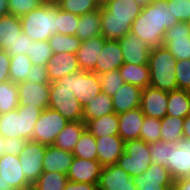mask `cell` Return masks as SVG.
Returning a JSON list of instances; mask_svg holds the SVG:
<instances>
[{
  "mask_svg": "<svg viewBox=\"0 0 190 190\" xmlns=\"http://www.w3.org/2000/svg\"><path fill=\"white\" fill-rule=\"evenodd\" d=\"M53 50L46 41H33L28 56L33 65H47L53 55Z\"/></svg>",
  "mask_w": 190,
  "mask_h": 190,
  "instance_id": "obj_43",
  "label": "cell"
},
{
  "mask_svg": "<svg viewBox=\"0 0 190 190\" xmlns=\"http://www.w3.org/2000/svg\"><path fill=\"white\" fill-rule=\"evenodd\" d=\"M46 66L50 83L80 71L76 54L68 52L54 53Z\"/></svg>",
  "mask_w": 190,
  "mask_h": 190,
  "instance_id": "obj_20",
  "label": "cell"
},
{
  "mask_svg": "<svg viewBox=\"0 0 190 190\" xmlns=\"http://www.w3.org/2000/svg\"><path fill=\"white\" fill-rule=\"evenodd\" d=\"M141 92L140 87L124 83L112 96L115 113L120 114L140 107Z\"/></svg>",
  "mask_w": 190,
  "mask_h": 190,
  "instance_id": "obj_24",
  "label": "cell"
},
{
  "mask_svg": "<svg viewBox=\"0 0 190 190\" xmlns=\"http://www.w3.org/2000/svg\"><path fill=\"white\" fill-rule=\"evenodd\" d=\"M32 190L26 181L18 156L2 154L0 156V190Z\"/></svg>",
  "mask_w": 190,
  "mask_h": 190,
  "instance_id": "obj_9",
  "label": "cell"
},
{
  "mask_svg": "<svg viewBox=\"0 0 190 190\" xmlns=\"http://www.w3.org/2000/svg\"><path fill=\"white\" fill-rule=\"evenodd\" d=\"M26 142L27 140L22 138L4 139V153L18 156Z\"/></svg>",
  "mask_w": 190,
  "mask_h": 190,
  "instance_id": "obj_52",
  "label": "cell"
},
{
  "mask_svg": "<svg viewBox=\"0 0 190 190\" xmlns=\"http://www.w3.org/2000/svg\"><path fill=\"white\" fill-rule=\"evenodd\" d=\"M102 36L107 40H119L131 31V20L109 19L108 11L100 6Z\"/></svg>",
  "mask_w": 190,
  "mask_h": 190,
  "instance_id": "obj_27",
  "label": "cell"
},
{
  "mask_svg": "<svg viewBox=\"0 0 190 190\" xmlns=\"http://www.w3.org/2000/svg\"><path fill=\"white\" fill-rule=\"evenodd\" d=\"M43 4L57 5L59 0H41Z\"/></svg>",
  "mask_w": 190,
  "mask_h": 190,
  "instance_id": "obj_60",
  "label": "cell"
},
{
  "mask_svg": "<svg viewBox=\"0 0 190 190\" xmlns=\"http://www.w3.org/2000/svg\"><path fill=\"white\" fill-rule=\"evenodd\" d=\"M169 172L175 180L190 177V151L187 139L170 143Z\"/></svg>",
  "mask_w": 190,
  "mask_h": 190,
  "instance_id": "obj_17",
  "label": "cell"
},
{
  "mask_svg": "<svg viewBox=\"0 0 190 190\" xmlns=\"http://www.w3.org/2000/svg\"><path fill=\"white\" fill-rule=\"evenodd\" d=\"M102 165L98 160H89L75 157L69 167L67 178L78 183L98 184Z\"/></svg>",
  "mask_w": 190,
  "mask_h": 190,
  "instance_id": "obj_15",
  "label": "cell"
},
{
  "mask_svg": "<svg viewBox=\"0 0 190 190\" xmlns=\"http://www.w3.org/2000/svg\"><path fill=\"white\" fill-rule=\"evenodd\" d=\"M187 144H188V148H189V151H190V138L187 139Z\"/></svg>",
  "mask_w": 190,
  "mask_h": 190,
  "instance_id": "obj_61",
  "label": "cell"
},
{
  "mask_svg": "<svg viewBox=\"0 0 190 190\" xmlns=\"http://www.w3.org/2000/svg\"><path fill=\"white\" fill-rule=\"evenodd\" d=\"M10 55L0 50V83L10 80L9 77Z\"/></svg>",
  "mask_w": 190,
  "mask_h": 190,
  "instance_id": "obj_53",
  "label": "cell"
},
{
  "mask_svg": "<svg viewBox=\"0 0 190 190\" xmlns=\"http://www.w3.org/2000/svg\"><path fill=\"white\" fill-rule=\"evenodd\" d=\"M99 190H138L134 179L117 164L102 167Z\"/></svg>",
  "mask_w": 190,
  "mask_h": 190,
  "instance_id": "obj_14",
  "label": "cell"
},
{
  "mask_svg": "<svg viewBox=\"0 0 190 190\" xmlns=\"http://www.w3.org/2000/svg\"><path fill=\"white\" fill-rule=\"evenodd\" d=\"M133 179L141 190H172L174 184L169 170L155 163H151L148 170Z\"/></svg>",
  "mask_w": 190,
  "mask_h": 190,
  "instance_id": "obj_12",
  "label": "cell"
},
{
  "mask_svg": "<svg viewBox=\"0 0 190 190\" xmlns=\"http://www.w3.org/2000/svg\"><path fill=\"white\" fill-rule=\"evenodd\" d=\"M190 138V114L184 118L183 123V139Z\"/></svg>",
  "mask_w": 190,
  "mask_h": 190,
  "instance_id": "obj_56",
  "label": "cell"
},
{
  "mask_svg": "<svg viewBox=\"0 0 190 190\" xmlns=\"http://www.w3.org/2000/svg\"><path fill=\"white\" fill-rule=\"evenodd\" d=\"M19 107L18 86L11 80L0 83V115Z\"/></svg>",
  "mask_w": 190,
  "mask_h": 190,
  "instance_id": "obj_36",
  "label": "cell"
},
{
  "mask_svg": "<svg viewBox=\"0 0 190 190\" xmlns=\"http://www.w3.org/2000/svg\"><path fill=\"white\" fill-rule=\"evenodd\" d=\"M176 63L177 60L165 46L151 48L148 60L149 86L167 92L178 89L174 72Z\"/></svg>",
  "mask_w": 190,
  "mask_h": 190,
  "instance_id": "obj_3",
  "label": "cell"
},
{
  "mask_svg": "<svg viewBox=\"0 0 190 190\" xmlns=\"http://www.w3.org/2000/svg\"><path fill=\"white\" fill-rule=\"evenodd\" d=\"M144 118L140 107L118 114V135L124 142L139 139Z\"/></svg>",
  "mask_w": 190,
  "mask_h": 190,
  "instance_id": "obj_23",
  "label": "cell"
},
{
  "mask_svg": "<svg viewBox=\"0 0 190 190\" xmlns=\"http://www.w3.org/2000/svg\"><path fill=\"white\" fill-rule=\"evenodd\" d=\"M49 108L60 113L67 121H83V106L68 88L57 82L50 83Z\"/></svg>",
  "mask_w": 190,
  "mask_h": 190,
  "instance_id": "obj_7",
  "label": "cell"
},
{
  "mask_svg": "<svg viewBox=\"0 0 190 190\" xmlns=\"http://www.w3.org/2000/svg\"><path fill=\"white\" fill-rule=\"evenodd\" d=\"M48 42L53 53L68 52L76 54L81 45V40L76 35L60 33L52 34Z\"/></svg>",
  "mask_w": 190,
  "mask_h": 190,
  "instance_id": "obj_38",
  "label": "cell"
},
{
  "mask_svg": "<svg viewBox=\"0 0 190 190\" xmlns=\"http://www.w3.org/2000/svg\"><path fill=\"white\" fill-rule=\"evenodd\" d=\"M142 7H146L148 4H151L152 0H134Z\"/></svg>",
  "mask_w": 190,
  "mask_h": 190,
  "instance_id": "obj_58",
  "label": "cell"
},
{
  "mask_svg": "<svg viewBox=\"0 0 190 190\" xmlns=\"http://www.w3.org/2000/svg\"><path fill=\"white\" fill-rule=\"evenodd\" d=\"M72 154L78 158L97 160L96 137L87 128L77 141Z\"/></svg>",
  "mask_w": 190,
  "mask_h": 190,
  "instance_id": "obj_40",
  "label": "cell"
},
{
  "mask_svg": "<svg viewBox=\"0 0 190 190\" xmlns=\"http://www.w3.org/2000/svg\"><path fill=\"white\" fill-rule=\"evenodd\" d=\"M173 190H190V177L175 180Z\"/></svg>",
  "mask_w": 190,
  "mask_h": 190,
  "instance_id": "obj_55",
  "label": "cell"
},
{
  "mask_svg": "<svg viewBox=\"0 0 190 190\" xmlns=\"http://www.w3.org/2000/svg\"><path fill=\"white\" fill-rule=\"evenodd\" d=\"M4 137L0 134V156L4 154Z\"/></svg>",
  "mask_w": 190,
  "mask_h": 190,
  "instance_id": "obj_59",
  "label": "cell"
},
{
  "mask_svg": "<svg viewBox=\"0 0 190 190\" xmlns=\"http://www.w3.org/2000/svg\"><path fill=\"white\" fill-rule=\"evenodd\" d=\"M22 32L20 17L7 14L0 17V50L6 51Z\"/></svg>",
  "mask_w": 190,
  "mask_h": 190,
  "instance_id": "obj_30",
  "label": "cell"
},
{
  "mask_svg": "<svg viewBox=\"0 0 190 190\" xmlns=\"http://www.w3.org/2000/svg\"><path fill=\"white\" fill-rule=\"evenodd\" d=\"M76 36L81 41L102 36L100 7L97 10L85 13L79 17Z\"/></svg>",
  "mask_w": 190,
  "mask_h": 190,
  "instance_id": "obj_29",
  "label": "cell"
},
{
  "mask_svg": "<svg viewBox=\"0 0 190 190\" xmlns=\"http://www.w3.org/2000/svg\"><path fill=\"white\" fill-rule=\"evenodd\" d=\"M32 62L27 54L10 56L9 77L10 80L19 84L27 80L28 73L32 68Z\"/></svg>",
  "mask_w": 190,
  "mask_h": 190,
  "instance_id": "obj_37",
  "label": "cell"
},
{
  "mask_svg": "<svg viewBox=\"0 0 190 190\" xmlns=\"http://www.w3.org/2000/svg\"><path fill=\"white\" fill-rule=\"evenodd\" d=\"M124 63L121 47L118 40H106L95 65V73L119 69Z\"/></svg>",
  "mask_w": 190,
  "mask_h": 190,
  "instance_id": "obj_22",
  "label": "cell"
},
{
  "mask_svg": "<svg viewBox=\"0 0 190 190\" xmlns=\"http://www.w3.org/2000/svg\"><path fill=\"white\" fill-rule=\"evenodd\" d=\"M60 113L47 107L43 109L33 128L32 141L46 146L53 145L58 133L67 125Z\"/></svg>",
  "mask_w": 190,
  "mask_h": 190,
  "instance_id": "obj_8",
  "label": "cell"
},
{
  "mask_svg": "<svg viewBox=\"0 0 190 190\" xmlns=\"http://www.w3.org/2000/svg\"><path fill=\"white\" fill-rule=\"evenodd\" d=\"M163 43L176 60L190 59V24L178 22L168 28Z\"/></svg>",
  "mask_w": 190,
  "mask_h": 190,
  "instance_id": "obj_11",
  "label": "cell"
},
{
  "mask_svg": "<svg viewBox=\"0 0 190 190\" xmlns=\"http://www.w3.org/2000/svg\"><path fill=\"white\" fill-rule=\"evenodd\" d=\"M107 39L97 36L85 41H81L80 48L76 52L79 69L81 71L95 72V65L104 43Z\"/></svg>",
  "mask_w": 190,
  "mask_h": 190,
  "instance_id": "obj_21",
  "label": "cell"
},
{
  "mask_svg": "<svg viewBox=\"0 0 190 190\" xmlns=\"http://www.w3.org/2000/svg\"><path fill=\"white\" fill-rule=\"evenodd\" d=\"M22 32L33 41H46L56 34V5L42 4L20 17Z\"/></svg>",
  "mask_w": 190,
  "mask_h": 190,
  "instance_id": "obj_4",
  "label": "cell"
},
{
  "mask_svg": "<svg viewBox=\"0 0 190 190\" xmlns=\"http://www.w3.org/2000/svg\"><path fill=\"white\" fill-rule=\"evenodd\" d=\"M19 104L45 109L49 105L50 83H33L28 80L17 84Z\"/></svg>",
  "mask_w": 190,
  "mask_h": 190,
  "instance_id": "obj_18",
  "label": "cell"
},
{
  "mask_svg": "<svg viewBox=\"0 0 190 190\" xmlns=\"http://www.w3.org/2000/svg\"><path fill=\"white\" fill-rule=\"evenodd\" d=\"M9 14L8 0H0V17Z\"/></svg>",
  "mask_w": 190,
  "mask_h": 190,
  "instance_id": "obj_57",
  "label": "cell"
},
{
  "mask_svg": "<svg viewBox=\"0 0 190 190\" xmlns=\"http://www.w3.org/2000/svg\"><path fill=\"white\" fill-rule=\"evenodd\" d=\"M139 139L149 144L161 140V119L145 116Z\"/></svg>",
  "mask_w": 190,
  "mask_h": 190,
  "instance_id": "obj_44",
  "label": "cell"
},
{
  "mask_svg": "<svg viewBox=\"0 0 190 190\" xmlns=\"http://www.w3.org/2000/svg\"><path fill=\"white\" fill-rule=\"evenodd\" d=\"M184 118L166 115L161 119V140L176 144L183 139Z\"/></svg>",
  "mask_w": 190,
  "mask_h": 190,
  "instance_id": "obj_35",
  "label": "cell"
},
{
  "mask_svg": "<svg viewBox=\"0 0 190 190\" xmlns=\"http://www.w3.org/2000/svg\"><path fill=\"white\" fill-rule=\"evenodd\" d=\"M64 190H99L98 184L67 181Z\"/></svg>",
  "mask_w": 190,
  "mask_h": 190,
  "instance_id": "obj_54",
  "label": "cell"
},
{
  "mask_svg": "<svg viewBox=\"0 0 190 190\" xmlns=\"http://www.w3.org/2000/svg\"><path fill=\"white\" fill-rule=\"evenodd\" d=\"M57 5L61 10L78 16L97 10L101 6L97 0H59Z\"/></svg>",
  "mask_w": 190,
  "mask_h": 190,
  "instance_id": "obj_41",
  "label": "cell"
},
{
  "mask_svg": "<svg viewBox=\"0 0 190 190\" xmlns=\"http://www.w3.org/2000/svg\"><path fill=\"white\" fill-rule=\"evenodd\" d=\"M67 175L60 172H42L32 190H64Z\"/></svg>",
  "mask_w": 190,
  "mask_h": 190,
  "instance_id": "obj_39",
  "label": "cell"
},
{
  "mask_svg": "<svg viewBox=\"0 0 190 190\" xmlns=\"http://www.w3.org/2000/svg\"><path fill=\"white\" fill-rule=\"evenodd\" d=\"M118 114L111 113L86 122L87 130L95 137L118 135Z\"/></svg>",
  "mask_w": 190,
  "mask_h": 190,
  "instance_id": "obj_34",
  "label": "cell"
},
{
  "mask_svg": "<svg viewBox=\"0 0 190 190\" xmlns=\"http://www.w3.org/2000/svg\"><path fill=\"white\" fill-rule=\"evenodd\" d=\"M79 17L73 13L61 10L56 5V33L76 35Z\"/></svg>",
  "mask_w": 190,
  "mask_h": 190,
  "instance_id": "obj_42",
  "label": "cell"
},
{
  "mask_svg": "<svg viewBox=\"0 0 190 190\" xmlns=\"http://www.w3.org/2000/svg\"><path fill=\"white\" fill-rule=\"evenodd\" d=\"M151 163L150 144L142 139H134L125 141L124 152L116 164L135 178L148 170Z\"/></svg>",
  "mask_w": 190,
  "mask_h": 190,
  "instance_id": "obj_6",
  "label": "cell"
},
{
  "mask_svg": "<svg viewBox=\"0 0 190 190\" xmlns=\"http://www.w3.org/2000/svg\"><path fill=\"white\" fill-rule=\"evenodd\" d=\"M85 129L86 123L83 121L68 122L58 133L53 146L72 153Z\"/></svg>",
  "mask_w": 190,
  "mask_h": 190,
  "instance_id": "obj_28",
  "label": "cell"
},
{
  "mask_svg": "<svg viewBox=\"0 0 190 190\" xmlns=\"http://www.w3.org/2000/svg\"><path fill=\"white\" fill-rule=\"evenodd\" d=\"M118 41L121 47L124 63L137 65L148 64L151 48L146 42L131 32Z\"/></svg>",
  "mask_w": 190,
  "mask_h": 190,
  "instance_id": "obj_16",
  "label": "cell"
},
{
  "mask_svg": "<svg viewBox=\"0 0 190 190\" xmlns=\"http://www.w3.org/2000/svg\"><path fill=\"white\" fill-rule=\"evenodd\" d=\"M102 6L108 11L109 19L131 20V23L143 8L134 0H107Z\"/></svg>",
  "mask_w": 190,
  "mask_h": 190,
  "instance_id": "obj_26",
  "label": "cell"
},
{
  "mask_svg": "<svg viewBox=\"0 0 190 190\" xmlns=\"http://www.w3.org/2000/svg\"><path fill=\"white\" fill-rule=\"evenodd\" d=\"M33 40L30 39L28 35H26L24 32H21V34L18 35V38L13 43V45L9 46L6 52L10 56H15L18 54H28L30 52L31 44Z\"/></svg>",
  "mask_w": 190,
  "mask_h": 190,
  "instance_id": "obj_50",
  "label": "cell"
},
{
  "mask_svg": "<svg viewBox=\"0 0 190 190\" xmlns=\"http://www.w3.org/2000/svg\"><path fill=\"white\" fill-rule=\"evenodd\" d=\"M46 145L27 140L24 148L18 155L26 181L33 186L43 172V158Z\"/></svg>",
  "mask_w": 190,
  "mask_h": 190,
  "instance_id": "obj_10",
  "label": "cell"
},
{
  "mask_svg": "<svg viewBox=\"0 0 190 190\" xmlns=\"http://www.w3.org/2000/svg\"><path fill=\"white\" fill-rule=\"evenodd\" d=\"M152 163L166 167L169 170L170 143L159 140L150 144Z\"/></svg>",
  "mask_w": 190,
  "mask_h": 190,
  "instance_id": "obj_46",
  "label": "cell"
},
{
  "mask_svg": "<svg viewBox=\"0 0 190 190\" xmlns=\"http://www.w3.org/2000/svg\"><path fill=\"white\" fill-rule=\"evenodd\" d=\"M124 83H129L144 89L150 84V71L148 64L137 65L123 63L119 68Z\"/></svg>",
  "mask_w": 190,
  "mask_h": 190,
  "instance_id": "obj_31",
  "label": "cell"
},
{
  "mask_svg": "<svg viewBox=\"0 0 190 190\" xmlns=\"http://www.w3.org/2000/svg\"><path fill=\"white\" fill-rule=\"evenodd\" d=\"M179 22H190V0H166Z\"/></svg>",
  "mask_w": 190,
  "mask_h": 190,
  "instance_id": "obj_49",
  "label": "cell"
},
{
  "mask_svg": "<svg viewBox=\"0 0 190 190\" xmlns=\"http://www.w3.org/2000/svg\"><path fill=\"white\" fill-rule=\"evenodd\" d=\"M9 14L22 17L32 10L40 7L41 0H8Z\"/></svg>",
  "mask_w": 190,
  "mask_h": 190,
  "instance_id": "obj_47",
  "label": "cell"
},
{
  "mask_svg": "<svg viewBox=\"0 0 190 190\" xmlns=\"http://www.w3.org/2000/svg\"><path fill=\"white\" fill-rule=\"evenodd\" d=\"M168 92L147 86L142 89L140 109L145 116L163 119L167 115Z\"/></svg>",
  "mask_w": 190,
  "mask_h": 190,
  "instance_id": "obj_13",
  "label": "cell"
},
{
  "mask_svg": "<svg viewBox=\"0 0 190 190\" xmlns=\"http://www.w3.org/2000/svg\"><path fill=\"white\" fill-rule=\"evenodd\" d=\"M100 77L102 92L109 96H113L115 92L124 84L123 78L120 76L119 69L105 72Z\"/></svg>",
  "mask_w": 190,
  "mask_h": 190,
  "instance_id": "obj_45",
  "label": "cell"
},
{
  "mask_svg": "<svg viewBox=\"0 0 190 190\" xmlns=\"http://www.w3.org/2000/svg\"><path fill=\"white\" fill-rule=\"evenodd\" d=\"M173 15L171 3L166 0H152L151 4L142 8L131 25V33L146 42L150 48L164 46L166 30L178 23Z\"/></svg>",
  "mask_w": 190,
  "mask_h": 190,
  "instance_id": "obj_1",
  "label": "cell"
},
{
  "mask_svg": "<svg viewBox=\"0 0 190 190\" xmlns=\"http://www.w3.org/2000/svg\"><path fill=\"white\" fill-rule=\"evenodd\" d=\"M174 72L178 89L190 91V59L177 60Z\"/></svg>",
  "mask_w": 190,
  "mask_h": 190,
  "instance_id": "obj_48",
  "label": "cell"
},
{
  "mask_svg": "<svg viewBox=\"0 0 190 190\" xmlns=\"http://www.w3.org/2000/svg\"><path fill=\"white\" fill-rule=\"evenodd\" d=\"M101 5L103 4V0H97Z\"/></svg>",
  "mask_w": 190,
  "mask_h": 190,
  "instance_id": "obj_62",
  "label": "cell"
},
{
  "mask_svg": "<svg viewBox=\"0 0 190 190\" xmlns=\"http://www.w3.org/2000/svg\"><path fill=\"white\" fill-rule=\"evenodd\" d=\"M60 86L68 88L83 108L93 100L100 92H102L100 77L92 71H77L71 74H66L57 81Z\"/></svg>",
  "mask_w": 190,
  "mask_h": 190,
  "instance_id": "obj_5",
  "label": "cell"
},
{
  "mask_svg": "<svg viewBox=\"0 0 190 190\" xmlns=\"http://www.w3.org/2000/svg\"><path fill=\"white\" fill-rule=\"evenodd\" d=\"M42 111L33 105L19 104L16 110L0 115V134L5 139L32 140L33 128Z\"/></svg>",
  "mask_w": 190,
  "mask_h": 190,
  "instance_id": "obj_2",
  "label": "cell"
},
{
  "mask_svg": "<svg viewBox=\"0 0 190 190\" xmlns=\"http://www.w3.org/2000/svg\"><path fill=\"white\" fill-rule=\"evenodd\" d=\"M27 80L33 83H50L46 65H32Z\"/></svg>",
  "mask_w": 190,
  "mask_h": 190,
  "instance_id": "obj_51",
  "label": "cell"
},
{
  "mask_svg": "<svg viewBox=\"0 0 190 190\" xmlns=\"http://www.w3.org/2000/svg\"><path fill=\"white\" fill-rule=\"evenodd\" d=\"M190 114V91L176 89L168 92L167 115L185 118Z\"/></svg>",
  "mask_w": 190,
  "mask_h": 190,
  "instance_id": "obj_33",
  "label": "cell"
},
{
  "mask_svg": "<svg viewBox=\"0 0 190 190\" xmlns=\"http://www.w3.org/2000/svg\"><path fill=\"white\" fill-rule=\"evenodd\" d=\"M112 96L100 92L83 108V122L114 113Z\"/></svg>",
  "mask_w": 190,
  "mask_h": 190,
  "instance_id": "obj_32",
  "label": "cell"
},
{
  "mask_svg": "<svg viewBox=\"0 0 190 190\" xmlns=\"http://www.w3.org/2000/svg\"><path fill=\"white\" fill-rule=\"evenodd\" d=\"M74 155L71 152L56 148L53 145L46 146L43 158V172L68 173Z\"/></svg>",
  "mask_w": 190,
  "mask_h": 190,
  "instance_id": "obj_25",
  "label": "cell"
},
{
  "mask_svg": "<svg viewBox=\"0 0 190 190\" xmlns=\"http://www.w3.org/2000/svg\"><path fill=\"white\" fill-rule=\"evenodd\" d=\"M124 143L119 135L96 137L97 160L103 167L116 164L124 152Z\"/></svg>",
  "mask_w": 190,
  "mask_h": 190,
  "instance_id": "obj_19",
  "label": "cell"
}]
</instances>
